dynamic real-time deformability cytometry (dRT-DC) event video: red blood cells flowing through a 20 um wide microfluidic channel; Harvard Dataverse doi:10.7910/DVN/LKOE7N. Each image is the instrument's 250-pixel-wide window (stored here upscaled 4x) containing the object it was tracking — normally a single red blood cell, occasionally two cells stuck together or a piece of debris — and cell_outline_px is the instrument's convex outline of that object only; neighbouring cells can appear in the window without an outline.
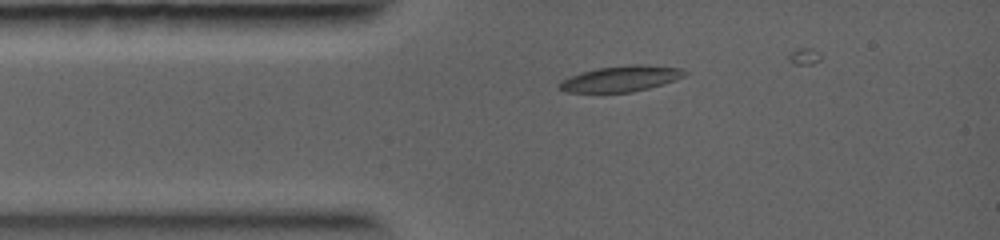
{"species": "common noctule bat (a hibernating species)", "species_latin": "Nyctalus noctula", "temperature_condition": "warm", "stored_images_in_passage": 5, "camera_frame_rate_fps": 5000, "um_per_image_px": 0.085, "animal": {"sex": "female", "body_mass_g": 19.0, "forearm_length_mm": 56.7}, "frame": {"image": 1, "passage_image": 1, "time_ms": 0.0, "image_size_px": [1000, 240], "cell_outline_px": [[688, 72], [684, 76], [676, 80], [664, 84], [632, 92], [564, 92], [556, 88], [556, 84], [572, 76], [596, 68], [628, 64], [644, 64], [684, 68]], "centroid_in_image_um": [52.82, 6.68], "position_along_channel_um": 32.2, "area_um2": 19.02}}